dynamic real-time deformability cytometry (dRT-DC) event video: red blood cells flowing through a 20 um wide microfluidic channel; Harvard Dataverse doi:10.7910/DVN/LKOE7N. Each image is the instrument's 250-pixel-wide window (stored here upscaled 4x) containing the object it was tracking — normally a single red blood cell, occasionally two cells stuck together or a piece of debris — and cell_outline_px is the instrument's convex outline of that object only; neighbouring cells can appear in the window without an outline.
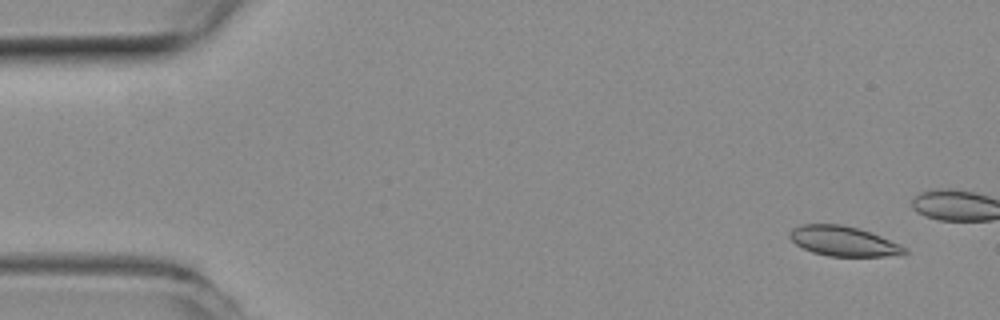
{"species": "common noctule bat (a hibernating species)", "species_latin": "Nyctalus noctula", "temperature_condition": "room temperature", "stored_images_in_passage": 15, "camera_frame_rate_fps": 3000, "um_per_image_px": 0.085, "animal": {"sex": "female", "body_mass_g": 19.3, "forearm_length_mm": 54.1}, "frame": {"image": 1, "passage_image": 3, "time_ms": 0.667, "image_size_px": [1000, 320], "cell_outline_px": [[908, 252], [884, 256], [828, 256], [812, 252], [796, 244], [788, 236], [792, 228], [800, 224], [840, 224], [856, 228], [880, 236], [900, 244], [908, 248]], "centroid_in_image_um": [71.66, 20.49], "position_along_channel_um": 13.3, "area_um2": 19.77}}